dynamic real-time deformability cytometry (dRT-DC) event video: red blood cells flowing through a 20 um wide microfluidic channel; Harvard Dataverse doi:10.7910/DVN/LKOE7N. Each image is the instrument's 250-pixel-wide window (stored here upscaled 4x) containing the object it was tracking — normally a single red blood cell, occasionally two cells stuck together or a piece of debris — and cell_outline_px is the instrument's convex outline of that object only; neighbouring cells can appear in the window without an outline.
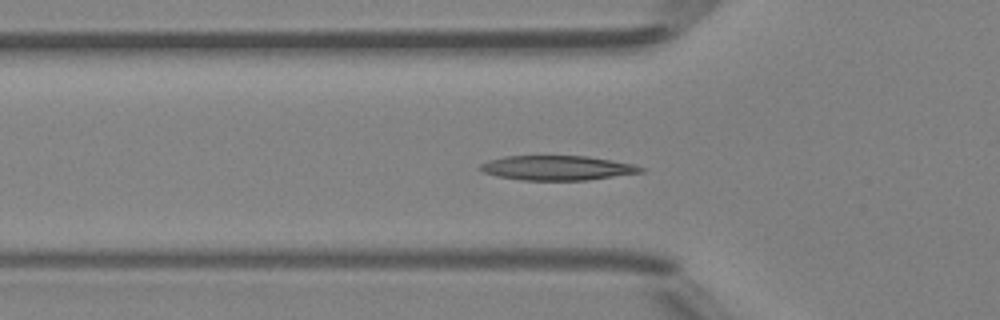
{"species": "Egyptian fruit bat (a non-hibernating species)", "species_latin": "Rousettus aegyptiacus", "temperature_condition": "room temperature", "stored_images_in_passage": 39, "camera_frame_rate_fps": 3000, "um_per_image_px": 0.085, "animal": {"sex": "female"}, "frame": {"image": 1, "passage_image": 6, "time_ms": 1.667, "image_size_px": [1000, 320], "cell_outline_px": [[644, 172], [588, 180], [520, 180], [496, 176], [484, 172], [480, 168], [480, 164], [488, 160], [504, 156], [588, 156], [612, 160], [632, 164], [644, 168]], "centroid_in_image_um": [47.36, 14.27], "position_along_channel_um": 78.4, "area_um2": 23.0}}
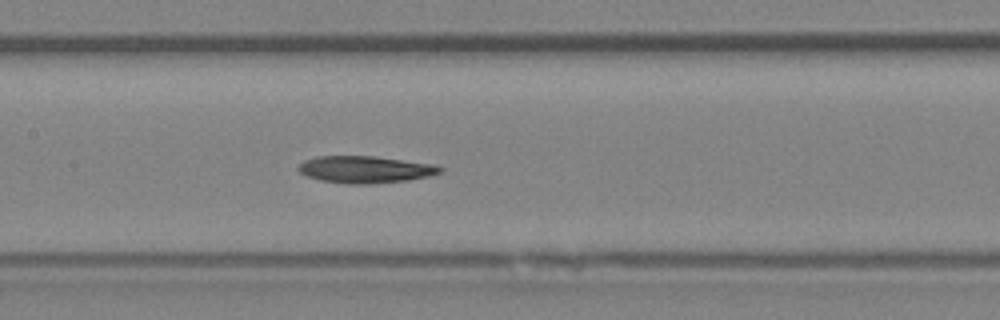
{"frame": {"image": 2, "passage_image": 13, "time_ms": 4.0, "image_size_px": [1000, 320], "cell_outline_px": [[444, 172], [428, 176], [408, 180], [368, 184], [344, 184], [320, 180], [308, 176], [300, 172], [296, 168], [304, 160], [316, 156], [376, 156], [432, 164], [444, 168]], "centroid_in_image_um": [31.04, 14.4], "position_along_channel_um": 176.4, "area_um2": 22.37}}
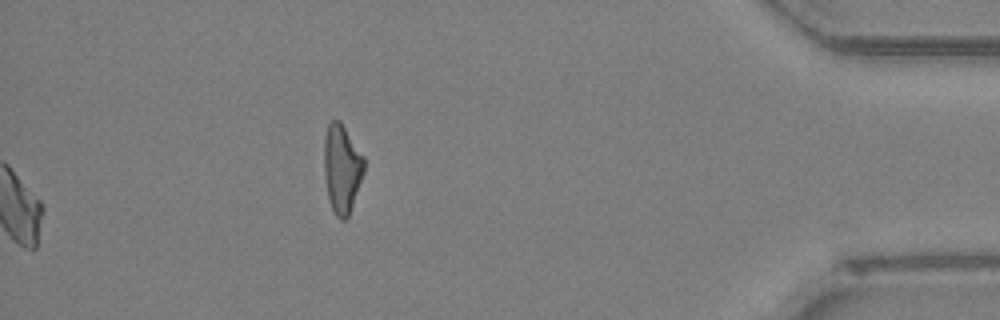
{"frame": {"image": 3, "passage_image": 39, "time_ms": 12.667, "image_size_px": [1000, 320], "cell_outline_px": [[364, 172], [348, 216], [344, 220], [340, 220], [336, 216], [332, 208], [328, 196], [324, 176], [324, 136], [328, 124], [332, 120], [340, 120], [364, 156]], "centroid_in_image_um": [29.05, 14.3], "position_along_channel_um": 406.2, "area_um2": 20.58}, "authors_computed_cell_mechanics": {"area_um2": 21.7906, "velocity_mm_per_s": 4.1989, "shape_relaxation_time_tau1_ms": 6.8026, "shape_relaxation_time_tau2_ms": 4.7403, "deformation_change_tau1": 0.1673, "deformation_change_tau2": 0.108}}